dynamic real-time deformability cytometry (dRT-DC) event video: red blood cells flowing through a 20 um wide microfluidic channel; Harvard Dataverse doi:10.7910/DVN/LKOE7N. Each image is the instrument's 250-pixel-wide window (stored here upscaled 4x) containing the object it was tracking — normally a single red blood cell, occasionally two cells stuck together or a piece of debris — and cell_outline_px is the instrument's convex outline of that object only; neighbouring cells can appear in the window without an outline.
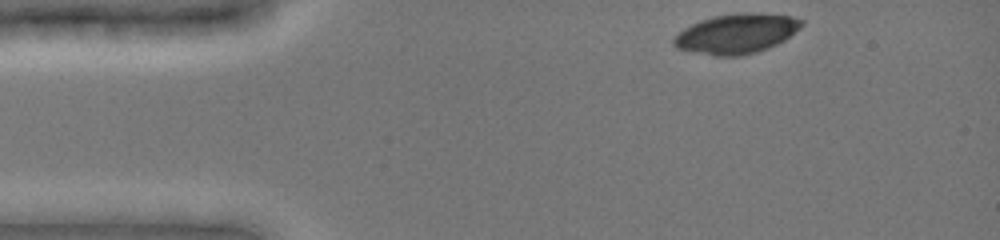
{"species": "common noctule bat (a hibernating species)", "species_latin": "Nyctalus noctula", "temperature_condition": "cold", "stored_images_in_passage": 7, "camera_frame_rate_fps": 3000, "um_per_image_px": 0.085, "animal": {"sex": "female", "body_mass_g": 19.0, "forearm_length_mm": 51.5}, "frame": {"image": 1, "passage_image": 1, "time_ms": 0.0, "image_size_px": [1000, 240], "cell_outline_px": [[804, 24], [800, 28], [784, 40], [768, 48], [756, 52], [740, 56], [716, 56], [692, 52], [676, 48], [672, 44], [672, 40], [684, 28], [700, 20], [716, 16], [736, 12], [752, 12], [792, 16], [804, 20]], "centroid_in_image_um": [62.61, 2.86], "position_along_channel_um": 22.4, "area_um2": 29.71}}
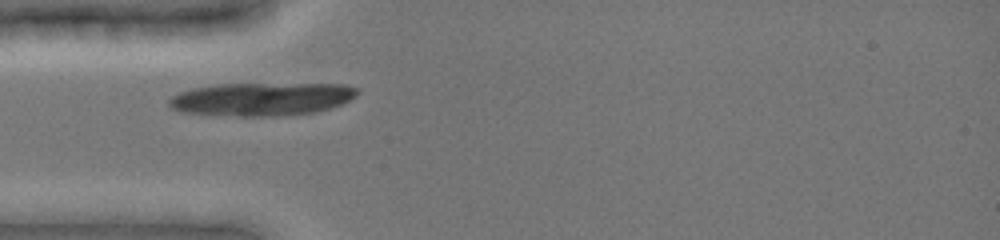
{"frame": {"image": 2, "passage_image": 4, "time_ms": 2.667, "image_size_px": [1000, 240], "cell_outline_px": [[360, 92], [356, 96], [332, 108], [316, 112], [280, 116], [236, 116], [180, 112], [172, 108], [168, 104], [168, 100], [172, 96], [180, 92], [192, 88], [220, 84], [344, 84], [360, 88]], "centroid_in_image_um": [22.26, 8.42], "position_along_channel_um": 62.7, "area_um2": 36.53}}